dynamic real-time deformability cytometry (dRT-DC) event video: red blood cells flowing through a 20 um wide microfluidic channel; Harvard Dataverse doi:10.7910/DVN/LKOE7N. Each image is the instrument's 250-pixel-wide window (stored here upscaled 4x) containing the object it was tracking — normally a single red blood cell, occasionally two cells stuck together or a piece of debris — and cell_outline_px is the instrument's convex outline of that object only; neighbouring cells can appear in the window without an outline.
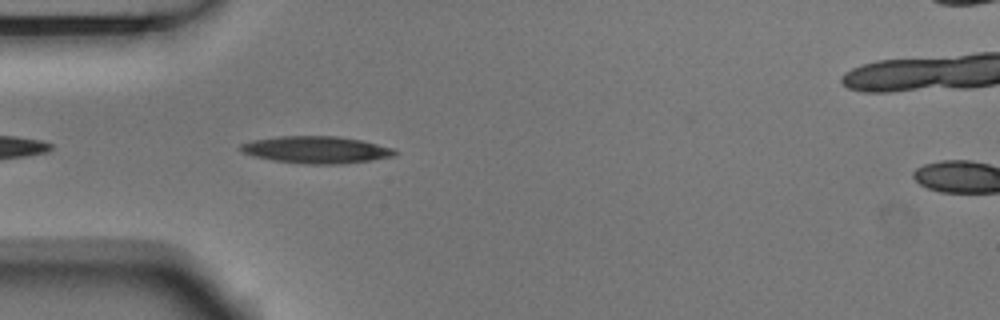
{"species": "Egyptian fruit bat (a non-hibernating species)", "species_latin": "Rousettus aegyptiacus", "temperature_condition": "room temperature", "stored_images_in_passage": 3, "camera_frame_rate_fps": 3000, "um_per_image_px": 0.085, "animal": {"sex": "male"}, "frame": {"image": 1, "passage_image": 2, "time_ms": 0.333, "image_size_px": [1000, 320], "cell_outline_px": [[396, 152], [392, 156], [372, 160], [340, 164], [308, 164], [272, 160], [256, 156], [244, 152], [240, 148], [240, 144], [252, 140], [276, 136], [340, 136], [364, 140], [392, 148]], "centroid_in_image_um": [26.89, 12.72], "position_along_channel_um": 58.1, "area_um2": 24.22}}